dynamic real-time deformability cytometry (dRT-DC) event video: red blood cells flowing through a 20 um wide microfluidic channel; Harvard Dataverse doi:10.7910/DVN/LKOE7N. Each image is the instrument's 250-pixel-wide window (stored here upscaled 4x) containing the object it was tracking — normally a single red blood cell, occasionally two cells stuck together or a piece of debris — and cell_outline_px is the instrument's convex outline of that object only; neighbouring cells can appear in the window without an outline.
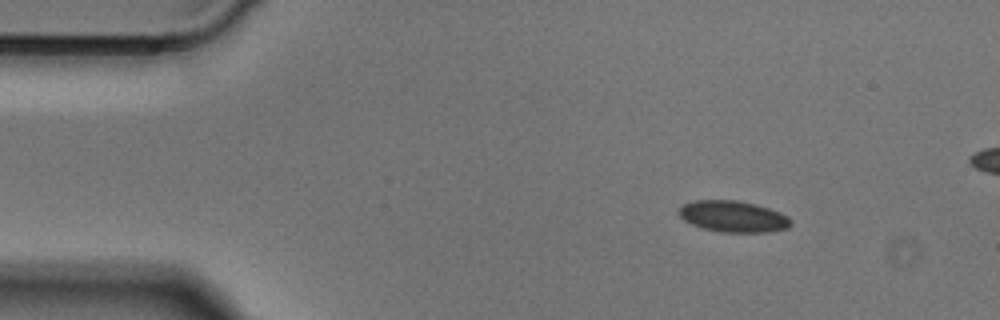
{"species": "Egyptian fruit bat (a non-hibernating species)", "species_latin": "Rousettus aegyptiacus", "temperature_condition": "cold", "stored_images_in_passage": 45, "camera_frame_rate_fps": 3000, "um_per_image_px": 0.085, "animal": {"sex": "male"}, "frame": {"image": 1, "passage_image": 1, "time_ms": 0.0, "image_size_px": [1000, 320], "cell_outline_px": [[792, 224], [788, 228], [768, 232], [720, 232], [704, 228], [692, 224], [684, 220], [676, 212], [680, 204], [692, 200], [740, 200], [756, 204], [780, 212], [788, 216], [792, 220]], "centroid_in_image_um": [62.29, 18.38], "position_along_channel_um": 22.7, "area_um2": 20.75}}
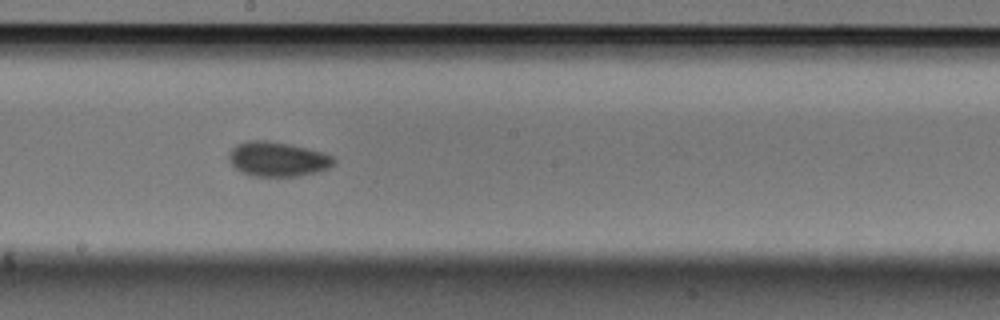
{"frame": {"image": 2, "passage_image": 21, "time_ms": 6.667, "image_size_px": [1000, 320], "cell_outline_px": [[336, 164], [328, 168], [316, 172], [296, 176], [252, 176], [240, 172], [232, 164], [228, 156], [228, 152], [236, 144], [248, 140], [268, 140], [288, 144], [324, 152], [332, 156], [336, 160]], "centroid_in_image_um": [23.59, 13.52], "position_along_channel_um": 224.6, "area_um2": 21.27}}
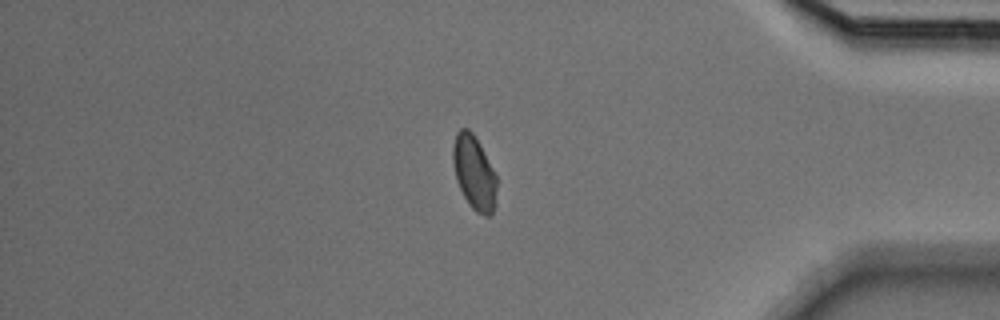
{"frame": {"image": 3, "passage_image": 36, "time_ms": 11.667, "image_size_px": [1000, 320], "cell_outline_px": [[496, 204], [492, 216], [488, 216], [476, 212], [468, 204], [456, 180], [452, 160], [452, 148], [456, 132], [460, 128], [468, 128], [476, 136], [496, 176]], "centroid_in_image_um": [40.29, 14.67], "position_along_channel_um": 394.9, "area_um2": 19.07}}